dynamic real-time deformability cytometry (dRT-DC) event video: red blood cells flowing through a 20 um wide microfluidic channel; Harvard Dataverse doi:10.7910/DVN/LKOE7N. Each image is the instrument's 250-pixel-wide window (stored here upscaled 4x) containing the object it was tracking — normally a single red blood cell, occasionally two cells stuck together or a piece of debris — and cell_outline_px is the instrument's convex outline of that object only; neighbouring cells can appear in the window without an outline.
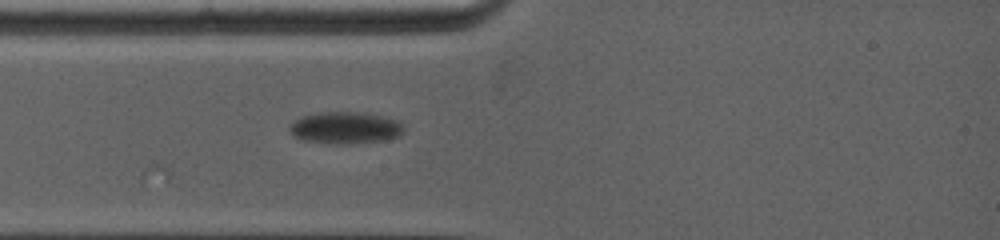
{"species": "common noctule bat (a hibernating species)", "species_latin": "Nyctalus noctula", "temperature_condition": "warm", "stored_images_in_passage": 21, "camera_frame_rate_fps": 5000, "um_per_image_px": 0.085, "animal": {"sex": "female", "body_mass_g": 19.0, "forearm_length_mm": 53.3}, "frame": {"image": 1, "passage_image": 1, "time_ms": 0.0, "image_size_px": [1000, 240], "cell_outline_px": [[404, 128], [396, 136], [380, 140], [340, 144], [336, 144], [304, 140], [296, 136], [288, 128], [288, 124], [292, 120], [300, 116], [316, 112], [368, 112], [396, 120]], "centroid_in_image_um": [29.25, 10.82], "position_along_channel_um": 55.7, "area_um2": 20.98}}
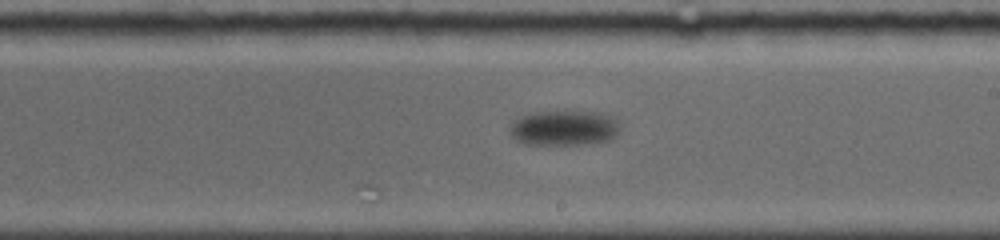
{"frame": {"image": 2, "passage_image": 21, "time_ms": 6.6, "image_size_px": [1000, 240], "cell_outline_px": [[616, 132], [612, 140], [580, 144], [524, 144], [516, 140], [508, 132], [508, 128], [520, 116], [528, 112], [600, 112], [612, 116], [616, 120]], "centroid_in_image_um": [47.88, 10.88], "position_along_channel_um": 241.1, "area_um2": 22.37}}